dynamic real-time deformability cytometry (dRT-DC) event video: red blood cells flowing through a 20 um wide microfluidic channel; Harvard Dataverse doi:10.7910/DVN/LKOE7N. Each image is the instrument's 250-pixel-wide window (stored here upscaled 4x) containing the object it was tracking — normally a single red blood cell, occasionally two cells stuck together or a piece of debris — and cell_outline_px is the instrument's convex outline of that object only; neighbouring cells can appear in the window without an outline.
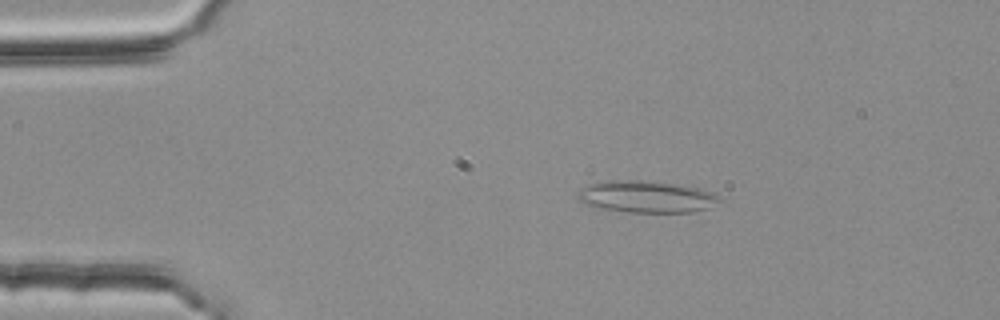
{"species": "common noctule bat (a hibernating species)", "species_latin": "Nyctalus noctula", "temperature_condition": "room temperature", "stored_images_in_passage": 4, "camera_frame_rate_fps": 3000, "um_per_image_px": 0.085, "animal": {"sex": "female", "body_mass_g": 25.1}, "frame": {"image": 1, "passage_image": 2, "time_ms": 0.333, "image_size_px": [1000, 320], "cell_outline_px": [[724, 200], [708, 208], [692, 212], [628, 212], [592, 208], [580, 200], [576, 196], [576, 192], [588, 184], [600, 180], [628, 180], [676, 184], [700, 188], [724, 196]], "centroid_in_image_um": [54.94, 16.73], "position_along_channel_um": 30.1, "area_um2": 26.76}}
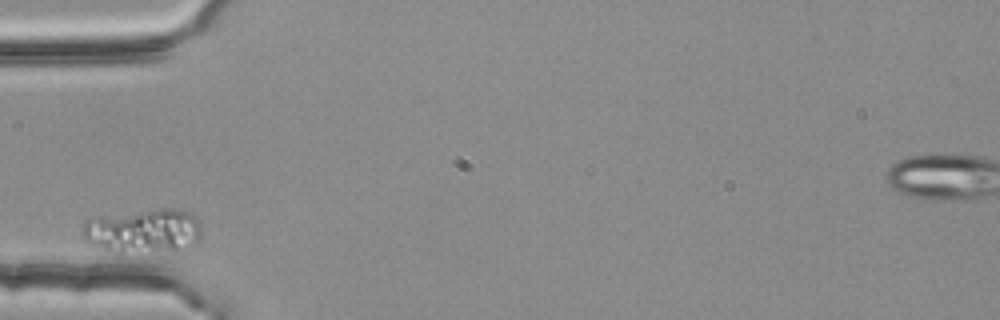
{"frame": {"image": 2, "passage_image": 4, "time_ms": 1.0, "image_size_px": [1000, 320], "cell_outline_px": [[200, 236], [196, 244], [176, 248], [124, 256], [120, 256], [108, 252], [84, 240], [80, 228], [84, 220], [96, 216], [160, 208], [172, 208], [192, 212], [200, 224]], "centroid_in_image_um": [12.08, 19.64], "position_along_channel_um": 72.9, "area_um2": 31.62}}